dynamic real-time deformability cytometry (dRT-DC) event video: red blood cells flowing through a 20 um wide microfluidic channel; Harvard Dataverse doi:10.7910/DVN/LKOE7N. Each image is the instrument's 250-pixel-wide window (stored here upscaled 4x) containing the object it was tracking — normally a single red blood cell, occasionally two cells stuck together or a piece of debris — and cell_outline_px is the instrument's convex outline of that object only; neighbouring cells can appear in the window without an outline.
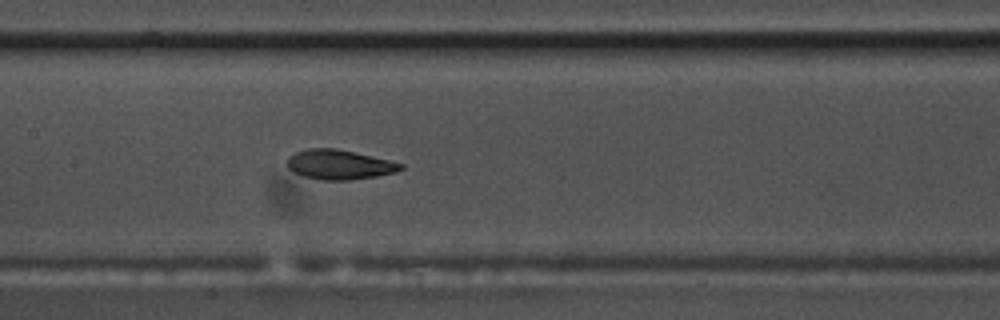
{"species": "common noctule bat (a hibernating species)", "species_latin": "Nyctalus noctula", "temperature_condition": "warm", "stored_images_in_passage": 48, "camera_frame_rate_fps": 3000, "um_per_image_px": 0.085, "animal": {"sex": "male", "body_mass_g": 17.5, "forearm_length_mm": 52.3}, "frame": {"image": 1, "passage_image": 20, "time_ms": 6.333, "image_size_px": [1000, 320], "cell_outline_px": [[404, 168], [396, 172], [376, 176], [348, 180], [320, 180], [304, 176], [292, 172], [288, 168], [288, 156], [296, 152], [308, 148], [336, 148], [388, 160], [404, 164]], "centroid_in_image_um": [28.82, 13.99], "position_along_channel_um": 178.6, "area_um2": 19.54}}
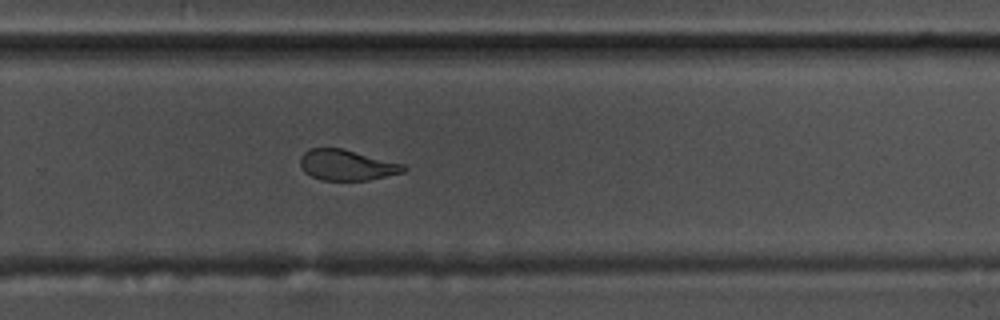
{"frame": {"image": 2, "passage_image": 30, "time_ms": 9.667, "image_size_px": [1000, 320], "cell_outline_px": [[408, 168], [404, 172], [368, 180], [320, 180], [304, 172], [300, 164], [300, 156], [308, 148], [344, 148], [404, 164]], "centroid_in_image_um": [29.47, 14.02], "position_along_channel_um": 300.3, "area_um2": 18.61}}
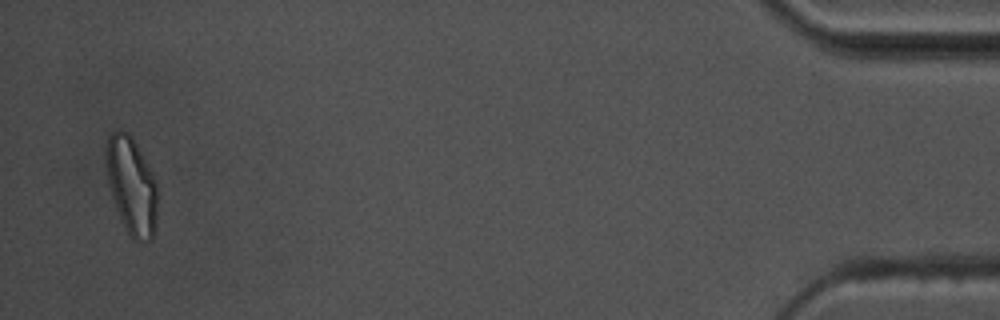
{"frame": {"image": 3, "passage_image": 47, "time_ms": 15.333, "image_size_px": [1000, 320], "cell_outline_px": [[156, 220], [152, 240], [132, 240], [120, 220], [112, 196], [108, 180], [104, 160], [104, 148], [108, 136], [112, 132], [120, 128], [128, 132], [132, 136], [148, 164], [156, 180]], "centroid_in_image_um": [11.15, 15.73], "position_along_channel_um": 424.1, "area_um2": 29.48}, "authors_computed_cell_mechanics": {"area_um2": 20.0855, "velocity_mm_per_s": 3.6659, "shape_relaxation_time_tau1_ms": 4.6432, "shape_relaxation_time_tau2_ms": 2.0321, "deformation_change_tau1": 0.1772, "deformation_change_tau2": 0.095}}